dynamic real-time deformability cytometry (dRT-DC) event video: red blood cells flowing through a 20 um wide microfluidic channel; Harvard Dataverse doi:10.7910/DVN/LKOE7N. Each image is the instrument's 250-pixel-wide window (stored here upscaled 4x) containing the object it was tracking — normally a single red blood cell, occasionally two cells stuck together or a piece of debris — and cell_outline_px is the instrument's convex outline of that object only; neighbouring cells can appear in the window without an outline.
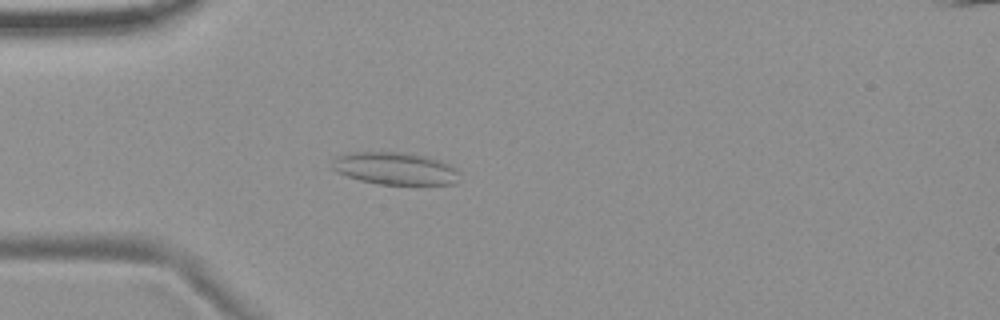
{"species": "common noctule bat (a hibernating species)", "species_latin": "Nyctalus noctula", "temperature_condition": "room temperature", "stored_images_in_passage": 36, "camera_frame_rate_fps": 3000, "um_per_image_px": 0.085, "animal": {"sex": "female", "body_mass_g": 19.9}, "frame": {"image": 1, "passage_image": 5, "time_ms": 1.333, "image_size_px": [1000, 320], "cell_outline_px": [[456, 184], [380, 184], [360, 180], [336, 172], [332, 168], [336, 156], [356, 152], [404, 152], [424, 156], [440, 160], [456, 168]], "centroid_in_image_um": [33.57, 14.32], "position_along_channel_um": 51.4, "area_um2": 23.64}}
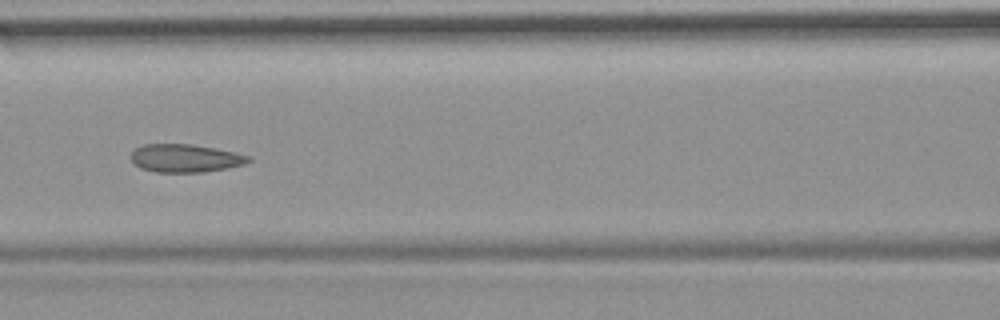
{"frame": {"image": 2, "passage_image": 14, "time_ms": 4.333, "image_size_px": [1000, 320], "cell_outline_px": [[252, 160], [244, 164], [204, 172], [156, 172], [140, 168], [132, 160], [132, 152], [136, 148], [144, 144], [192, 144], [232, 152], [248, 156]], "centroid_in_image_um": [15.71, 13.45], "position_along_channel_um": 150.9, "area_um2": 18.84}}
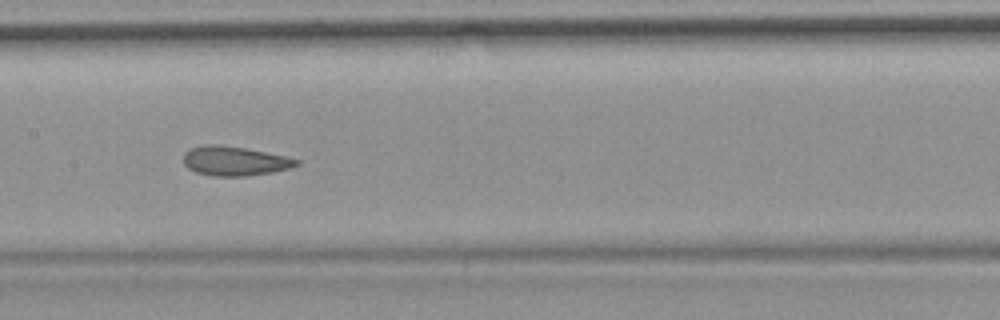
{"frame": {"image": 3, "passage_image": 17, "time_ms": 5.333, "image_size_px": [1000, 320], "cell_outline_px": [[300, 164], [288, 168], [272, 172], [244, 176], [216, 176], [196, 172], [188, 168], [184, 164], [184, 152], [192, 148], [204, 144], [216, 144], [244, 148], [284, 156], [300, 160]], "centroid_in_image_um": [19.92, 13.68], "position_along_channel_um": 187.5, "area_um2": 19.07}, "authors_computed_cell_mechanics": {"area_um2": 19.6231, "velocity_mm_per_s": 3.6729, "shape_relaxation_time_tau1_ms": null, "shape_relaxation_time_tau2_ms": 1.7438, "deformation_change_tau1": null, "deformation_change_tau2": 0.0894}}